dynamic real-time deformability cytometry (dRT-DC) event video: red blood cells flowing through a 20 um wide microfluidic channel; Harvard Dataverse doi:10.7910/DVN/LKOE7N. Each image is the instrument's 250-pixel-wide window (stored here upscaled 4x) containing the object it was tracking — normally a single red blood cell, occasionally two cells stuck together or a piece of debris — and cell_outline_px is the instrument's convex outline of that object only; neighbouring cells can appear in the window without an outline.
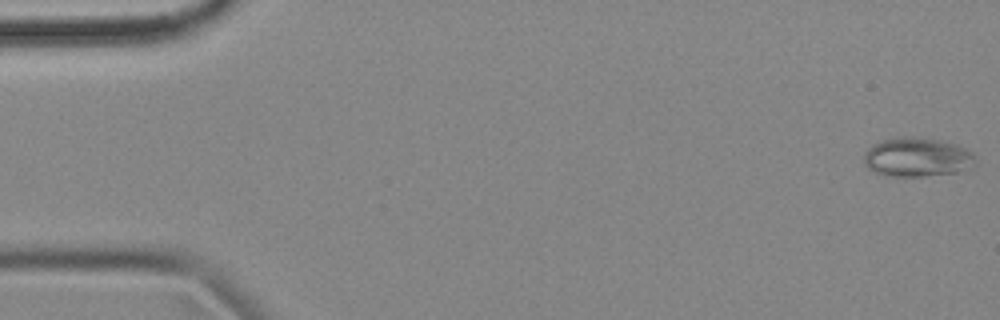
{"species": "common noctule bat (a hibernating species)", "species_latin": "Nyctalus noctula", "temperature_condition": "cold", "stored_images_in_passage": 56, "camera_frame_rate_fps": 3000, "um_per_image_px": 0.085, "animal": {"sex": "female", "body_mass_g": 18.4}, "frame": {"image": 1, "passage_image": 1, "time_ms": 0.0, "image_size_px": [1000, 320], "cell_outline_px": [[976, 164], [956, 172], [924, 176], [892, 176], [876, 172], [868, 168], [864, 164], [864, 152], [872, 144], [880, 140], [904, 136], [912, 136], [940, 140], [956, 144], [972, 152], [976, 160]], "centroid_in_image_um": [77.93, 13.34], "position_along_channel_um": 7.1, "area_um2": 25.43}}
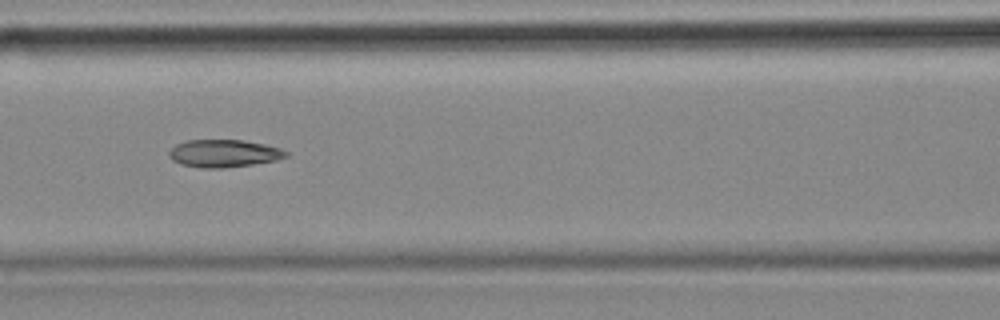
{"frame": {"image": 2, "passage_image": 24, "time_ms": 7.667, "image_size_px": [1000, 320], "cell_outline_px": [[288, 156], [276, 160], [252, 164], [220, 168], [200, 168], [180, 164], [172, 160], [168, 156], [168, 152], [176, 144], [188, 140], [244, 140], [264, 144], [280, 148], [288, 152]], "centroid_in_image_um": [19.01, 13.04], "position_along_channel_um": 147.6, "area_um2": 18.79}}
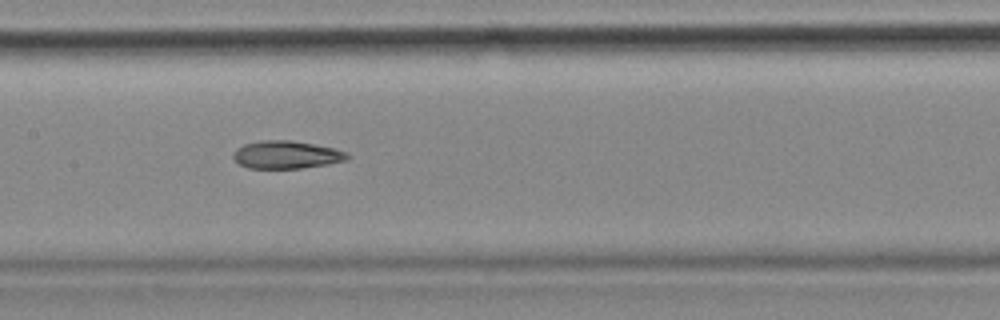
{"frame": {"image": 3, "passage_image": 27, "time_ms": 8.667, "image_size_px": [1000, 320], "cell_outline_px": [[348, 160], [328, 164], [300, 168], [248, 168], [240, 164], [232, 156], [236, 148], [244, 144], [260, 140], [292, 140], [316, 144], [336, 148], [348, 152]], "centroid_in_image_um": [24.37, 13.14], "position_along_channel_um": 183.0, "area_um2": 18.61}, "authors_computed_cell_mechanics": {"area_um2": 18.9006, "velocity_mm_per_s": 3.5718, "shape_relaxation_time_tau1_ms": null, "shape_relaxation_time_tau2_ms": 5.2227, "deformation_change_tau1": null, "deformation_change_tau2": 0.0986}}